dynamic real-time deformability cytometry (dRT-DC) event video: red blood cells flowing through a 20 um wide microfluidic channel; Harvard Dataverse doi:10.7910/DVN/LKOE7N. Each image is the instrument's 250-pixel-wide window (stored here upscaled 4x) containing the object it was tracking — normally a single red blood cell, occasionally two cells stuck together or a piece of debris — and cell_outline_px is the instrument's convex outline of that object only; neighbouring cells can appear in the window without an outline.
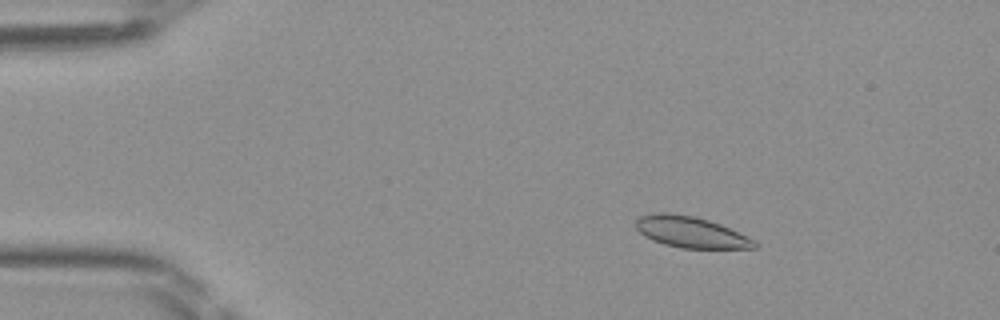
{"species": "Egyptian fruit bat (a non-hibernating species)", "species_latin": "Rousettus aegyptiacus", "temperature_condition": "room temperature", "stored_images_in_passage": 48, "camera_frame_rate_fps": 3000, "um_per_image_px": 0.085, "frame": {"image": 1, "passage_image": 8, "time_ms": 2.333, "image_size_px": [1000, 320], "cell_outline_px": [[760, 244], [756, 248], [680, 248], [664, 244], [652, 240], [644, 236], [636, 228], [636, 220], [640, 216], [660, 212], [668, 212], [692, 216], [708, 220], [720, 224], [748, 236], [756, 240]], "centroid_in_image_um": [58.74, 19.74], "position_along_channel_um": 26.3, "area_um2": 21.56}}
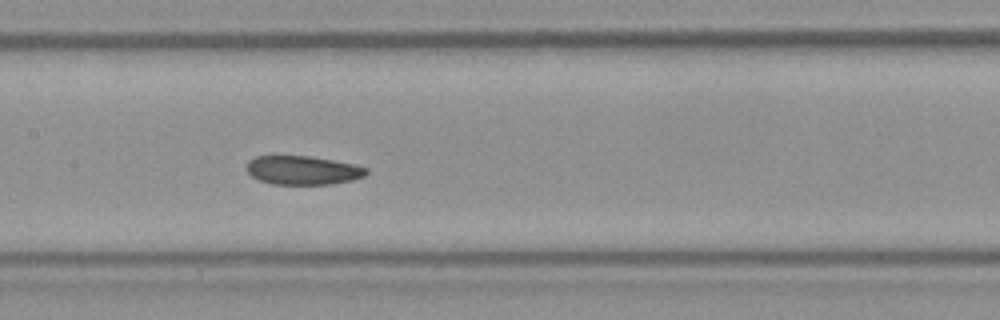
{"frame": {"image": 2, "passage_image": 24, "time_ms": 7.667, "image_size_px": [1000, 320], "cell_outline_px": [[368, 172], [364, 176], [352, 180], [328, 184], [272, 184], [260, 180], [252, 176], [248, 172], [248, 160], [256, 156], [308, 156], [356, 164], [368, 168]], "centroid_in_image_um": [25.76, 14.47], "position_along_channel_um": 181.6, "area_um2": 19.94}}
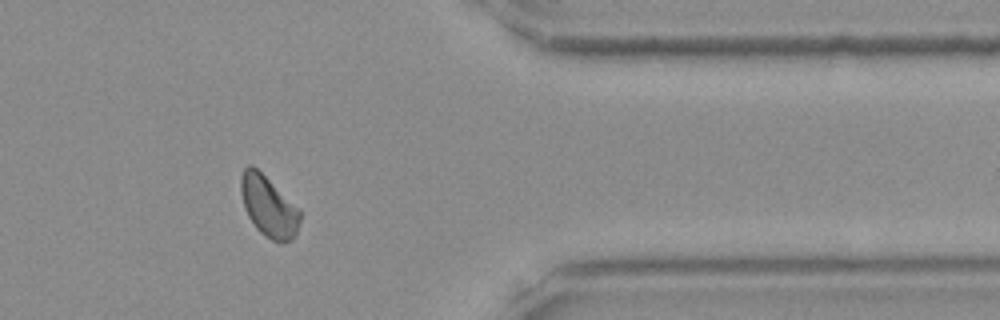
{"frame": {"image": 3, "passage_image": 40, "time_ms": 13.0, "image_size_px": [1000, 320], "cell_outline_px": [[300, 220], [296, 232], [292, 240], [280, 244], [272, 240], [260, 232], [256, 228], [248, 216], [244, 208], [240, 192], [240, 176], [244, 168], [248, 164], [252, 164], [300, 208]], "centroid_in_image_um": [22.82, 17.54], "position_along_channel_um": 388.6, "area_um2": 21.15}}